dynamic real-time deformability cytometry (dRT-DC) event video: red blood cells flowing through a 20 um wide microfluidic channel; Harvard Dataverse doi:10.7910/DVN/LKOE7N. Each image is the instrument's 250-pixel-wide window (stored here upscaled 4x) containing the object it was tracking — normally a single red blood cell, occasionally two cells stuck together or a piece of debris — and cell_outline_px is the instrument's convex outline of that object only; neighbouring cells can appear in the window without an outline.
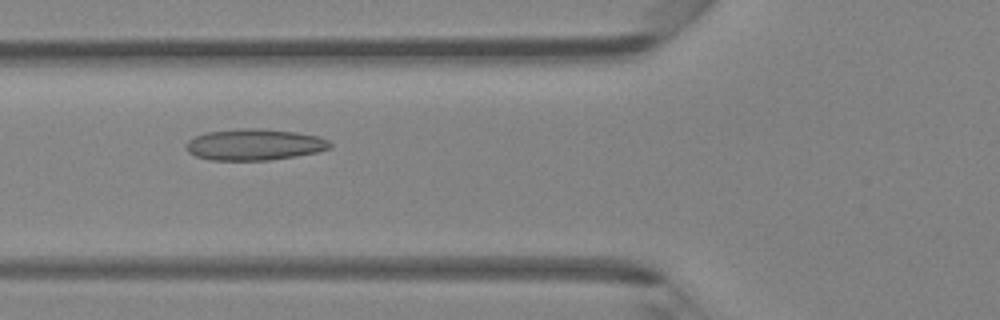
{"species": "Egyptian fruit bat (a non-hibernating species)", "species_latin": "Rousettus aegyptiacus", "temperature_condition": "room temperature", "stored_images_in_passage": 38, "camera_frame_rate_fps": 3000, "um_per_image_px": 0.085, "animal": {"sex": "female"}, "frame": {"image": 1, "passage_image": 9, "time_ms": 2.667, "image_size_px": [1000, 320], "cell_outline_px": [[332, 148], [316, 152], [296, 156], [268, 160], [212, 160], [196, 156], [188, 152], [188, 140], [196, 136], [208, 132], [240, 128], [260, 128], [296, 132], [320, 136], [328, 140], [332, 144]], "centroid_in_image_um": [21.68, 12.28], "position_along_channel_um": 104.1, "area_um2": 26.18}}
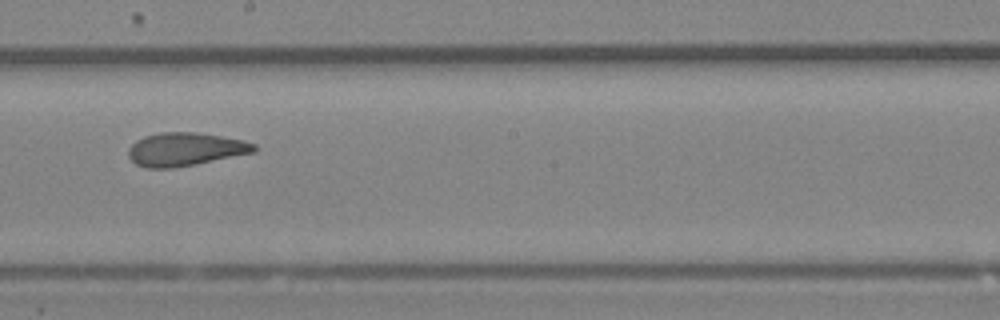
{"frame": {"image": 2, "passage_image": 18, "time_ms": 5.667, "image_size_px": [1000, 320], "cell_outline_px": [[256, 152], [196, 164], [172, 168], [144, 168], [136, 164], [128, 156], [128, 148], [136, 140], [144, 136], [160, 132], [192, 132], [220, 136], [244, 140], [256, 144]], "centroid_in_image_um": [15.73, 12.69], "position_along_channel_um": 232.5, "area_um2": 24.45}}
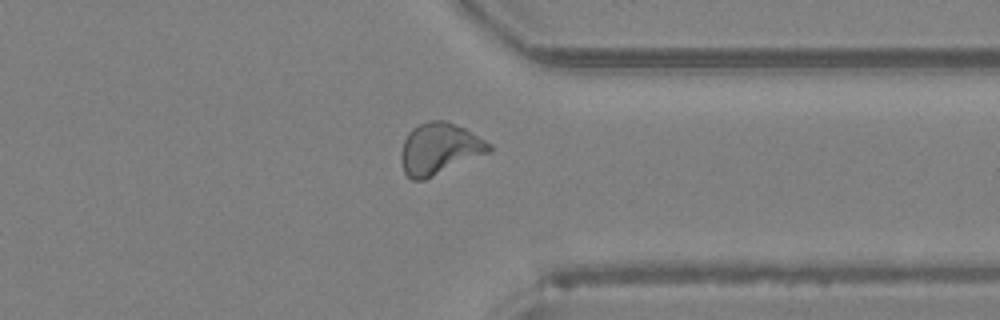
{"frame": {"image": 3, "passage_image": 28, "time_ms": 9.0, "image_size_px": [1000, 320], "cell_outline_px": [[492, 152], [424, 180], [412, 180], [404, 172], [400, 160], [400, 152], [404, 140], [408, 132], [412, 128], [428, 120], [444, 120], [464, 128], [492, 144]], "centroid_in_image_um": [37.35, 12.65], "position_along_channel_um": 374.1, "area_um2": 26.59}, "authors_computed_cell_mechanics": {"area_um2": 24.565, "velocity_mm_per_s": 4.3043, "shape_relaxation_time_tau1_ms": null, "shape_relaxation_time_tau2_ms": 2.387, "deformation_change_tau1": null, "deformation_change_tau2": 0.0996}}